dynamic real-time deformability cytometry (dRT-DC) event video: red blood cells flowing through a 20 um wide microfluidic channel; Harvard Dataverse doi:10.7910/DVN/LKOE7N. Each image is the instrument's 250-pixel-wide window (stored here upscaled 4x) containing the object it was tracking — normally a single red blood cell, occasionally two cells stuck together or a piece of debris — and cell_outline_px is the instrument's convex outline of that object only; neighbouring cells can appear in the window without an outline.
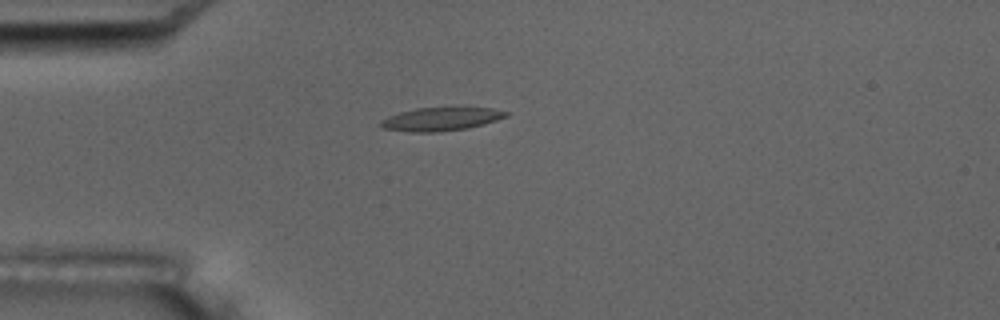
{"species": "common noctule bat (a hibernating species)", "species_latin": "Nyctalus noctula", "temperature_condition": "room temperature", "stored_images_in_passage": 5, "camera_frame_rate_fps": 3000, "um_per_image_px": 0.085, "animal": {"sex": "male", "body_mass_g": 17.5, "forearm_length_mm": 52.3}, "frame": {"image": 1, "passage_image": 5, "time_ms": 4.333, "image_size_px": [1000, 320], "cell_outline_px": [[508, 116], [484, 124], [468, 128], [436, 132], [408, 132], [384, 128], [380, 124], [380, 120], [388, 116], [400, 112], [416, 108], [460, 104], [492, 108], [508, 112]], "centroid_in_image_um": [37.54, 10.06], "position_along_channel_um": 47.5, "area_um2": 17.98}}